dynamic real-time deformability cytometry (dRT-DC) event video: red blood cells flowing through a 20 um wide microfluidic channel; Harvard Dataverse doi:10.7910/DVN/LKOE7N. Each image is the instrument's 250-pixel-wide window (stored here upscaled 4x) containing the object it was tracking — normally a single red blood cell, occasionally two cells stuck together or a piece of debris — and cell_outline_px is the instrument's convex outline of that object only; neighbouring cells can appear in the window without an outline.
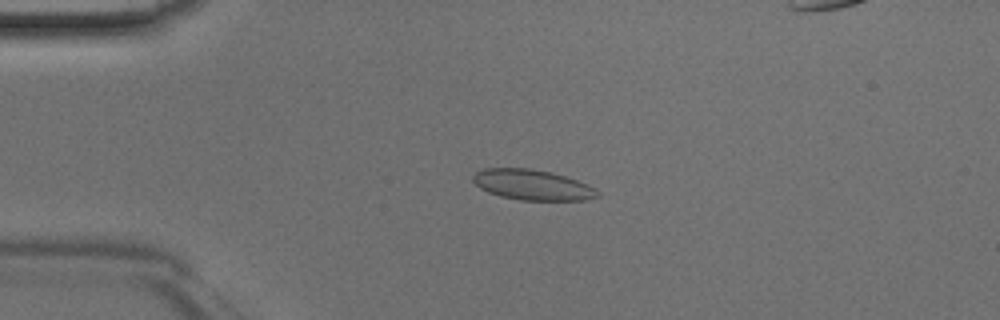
{"species": "Egyptian fruit bat (a non-hibernating species)", "species_latin": "Rousettus aegyptiacus", "temperature_condition": "room temperature", "stored_images_in_passage": 47, "camera_frame_rate_fps": 3000, "um_per_image_px": 0.085, "animal": {"sex": "male"}, "frame": {"image": 1, "passage_image": 11, "time_ms": 3.333, "image_size_px": [1000, 320], "cell_outline_px": [[600, 196], [584, 200], [520, 200], [500, 196], [488, 192], [480, 188], [472, 180], [472, 176], [476, 172], [484, 168], [532, 168], [552, 172], [588, 184], [596, 188], [600, 192]], "centroid_in_image_um": [45.26, 15.71], "position_along_channel_um": 39.7, "area_um2": 22.2}}
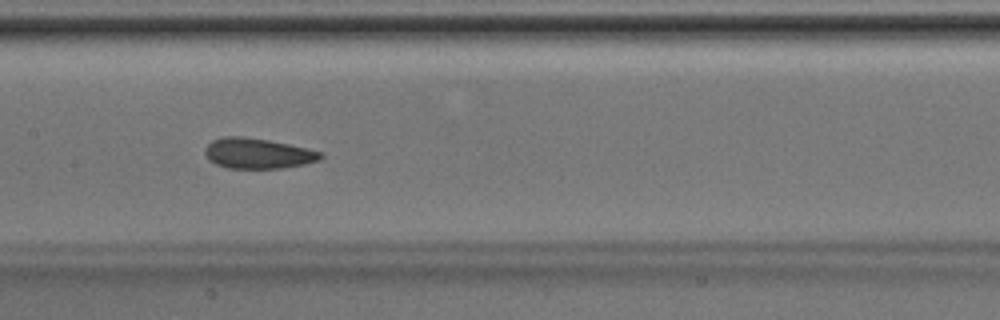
{"frame": {"image": 2, "passage_image": 23, "time_ms": 7.333, "image_size_px": [1000, 320], "cell_outline_px": [[324, 156], [320, 160], [304, 164], [284, 168], [228, 168], [216, 164], [208, 160], [204, 152], [204, 148], [212, 140], [224, 136], [240, 136], [268, 140], [288, 144], [324, 152]], "centroid_in_image_um": [21.91, 13.04], "position_along_channel_um": 185.5, "area_um2": 20.58}}
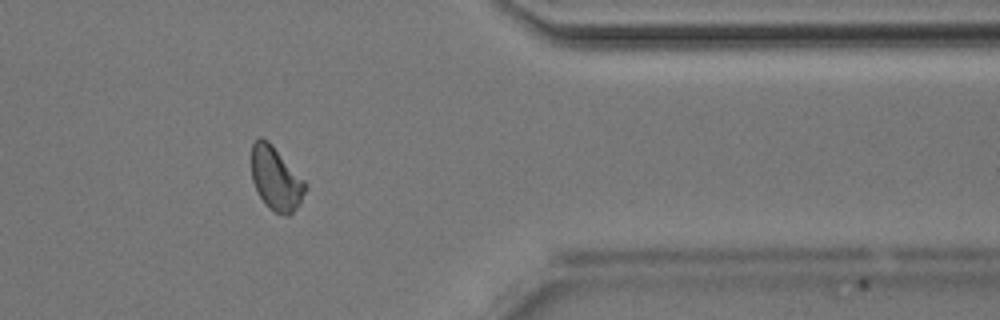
{"frame": {"image": 3, "passage_image": 38, "time_ms": 12.333, "image_size_px": [1000, 320], "cell_outline_px": [[308, 188], [300, 204], [288, 216], [284, 216], [268, 208], [264, 204], [252, 180], [252, 144], [260, 136], [268, 140], [272, 144], [308, 184]], "centroid_in_image_um": [23.48, 15.19], "position_along_channel_um": 387.9, "area_um2": 20.06}}